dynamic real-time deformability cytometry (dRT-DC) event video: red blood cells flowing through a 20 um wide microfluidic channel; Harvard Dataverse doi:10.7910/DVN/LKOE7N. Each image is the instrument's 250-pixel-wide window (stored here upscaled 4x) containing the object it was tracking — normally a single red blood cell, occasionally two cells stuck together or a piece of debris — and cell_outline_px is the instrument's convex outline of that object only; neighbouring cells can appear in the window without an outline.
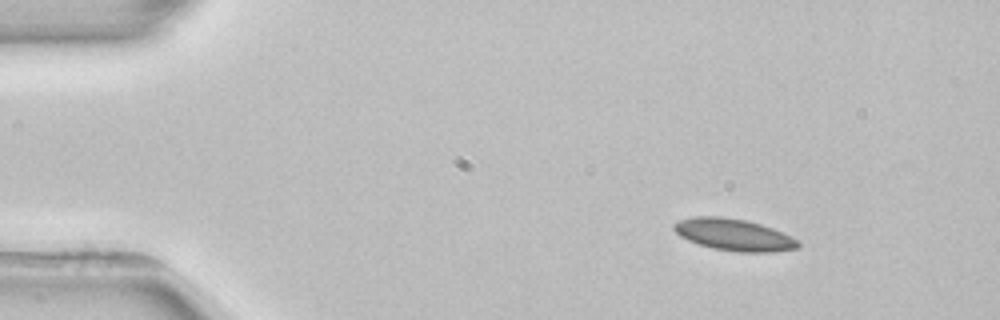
{"species": "common noctule bat (a hibernating species)", "species_latin": "Nyctalus noctula", "temperature_condition": "room temperature", "stored_images_in_passage": 4, "camera_frame_rate_fps": 3000, "um_per_image_px": 0.085, "animal": {"sex": "female", "body_mass_g": 22.7, "forearm_length_mm": 54.2}, "frame": {"image": 1, "passage_image": 1, "time_ms": 0.0, "image_size_px": [1000, 320], "cell_outline_px": [[800, 244], [796, 248], [772, 252], [740, 252], [712, 248], [688, 240], [680, 236], [672, 228], [672, 224], [680, 220], [692, 216], [720, 216], [744, 220], [760, 224], [772, 228], [800, 240]], "centroid_in_image_um": [62.36, 19.95], "position_along_channel_um": 22.6, "area_um2": 22.95}}
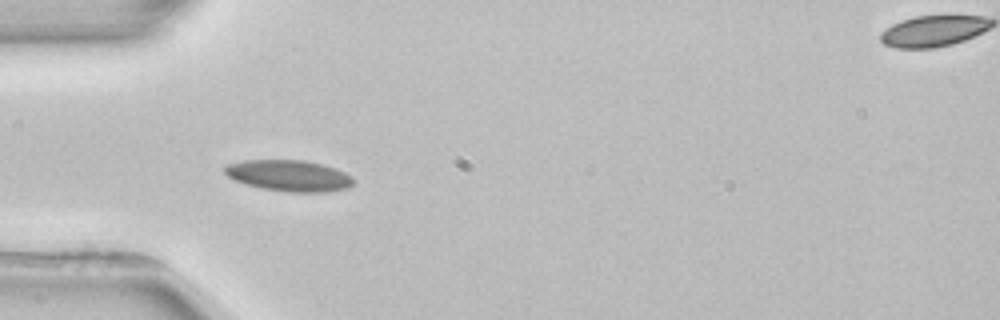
{"frame": {"image": 2, "passage_image": 3, "time_ms": 3.0, "image_size_px": [1000, 320], "cell_outline_px": [[356, 184], [348, 188], [324, 192], [288, 192], [260, 188], [236, 180], [228, 176], [224, 172], [224, 168], [228, 164], [244, 160], [304, 160], [324, 164], [336, 168], [352, 176], [356, 180]], "centroid_in_image_um": [24.64, 14.93], "position_along_channel_um": 60.4, "area_um2": 23.58}}